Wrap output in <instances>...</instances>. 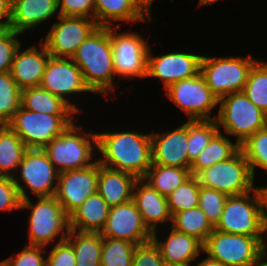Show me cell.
I'll return each instance as SVG.
<instances>
[{"mask_svg": "<svg viewBox=\"0 0 267 266\" xmlns=\"http://www.w3.org/2000/svg\"><path fill=\"white\" fill-rule=\"evenodd\" d=\"M243 92L267 115V63L259 60L253 64Z\"/></svg>", "mask_w": 267, "mask_h": 266, "instance_id": "cell-34", "label": "cell"}, {"mask_svg": "<svg viewBox=\"0 0 267 266\" xmlns=\"http://www.w3.org/2000/svg\"><path fill=\"white\" fill-rule=\"evenodd\" d=\"M0 266H7V265L4 263V261H1Z\"/></svg>", "mask_w": 267, "mask_h": 266, "instance_id": "cell-54", "label": "cell"}, {"mask_svg": "<svg viewBox=\"0 0 267 266\" xmlns=\"http://www.w3.org/2000/svg\"><path fill=\"white\" fill-rule=\"evenodd\" d=\"M18 169L20 179L14 176L13 180L17 185L21 200L29 198L26 188L31 190L37 198L55 195L59 172L43 149H28ZM20 180L25 183L26 188L23 187V183L19 182Z\"/></svg>", "mask_w": 267, "mask_h": 266, "instance_id": "cell-11", "label": "cell"}, {"mask_svg": "<svg viewBox=\"0 0 267 266\" xmlns=\"http://www.w3.org/2000/svg\"><path fill=\"white\" fill-rule=\"evenodd\" d=\"M168 99L175 103L189 120H216L210 112L219 104V100L211 93L205 78L197 75L177 81L166 90Z\"/></svg>", "mask_w": 267, "mask_h": 266, "instance_id": "cell-12", "label": "cell"}, {"mask_svg": "<svg viewBox=\"0 0 267 266\" xmlns=\"http://www.w3.org/2000/svg\"><path fill=\"white\" fill-rule=\"evenodd\" d=\"M15 1H18V0H10L11 5H12Z\"/></svg>", "mask_w": 267, "mask_h": 266, "instance_id": "cell-55", "label": "cell"}, {"mask_svg": "<svg viewBox=\"0 0 267 266\" xmlns=\"http://www.w3.org/2000/svg\"><path fill=\"white\" fill-rule=\"evenodd\" d=\"M191 176L190 168L152 164L143 179L162 196L167 197Z\"/></svg>", "mask_w": 267, "mask_h": 266, "instance_id": "cell-31", "label": "cell"}, {"mask_svg": "<svg viewBox=\"0 0 267 266\" xmlns=\"http://www.w3.org/2000/svg\"><path fill=\"white\" fill-rule=\"evenodd\" d=\"M137 180L138 178L130 173L116 171L99 163L97 192L111 208L133 199Z\"/></svg>", "mask_w": 267, "mask_h": 266, "instance_id": "cell-23", "label": "cell"}, {"mask_svg": "<svg viewBox=\"0 0 267 266\" xmlns=\"http://www.w3.org/2000/svg\"><path fill=\"white\" fill-rule=\"evenodd\" d=\"M43 44L56 58H72L78 47L98 27L94 19L81 16H58Z\"/></svg>", "mask_w": 267, "mask_h": 266, "instance_id": "cell-14", "label": "cell"}, {"mask_svg": "<svg viewBox=\"0 0 267 266\" xmlns=\"http://www.w3.org/2000/svg\"><path fill=\"white\" fill-rule=\"evenodd\" d=\"M170 229L171 232L165 242L158 240L156 232H152L151 240L158 247L163 261L190 264L203 251V243L196 237L179 232L172 227Z\"/></svg>", "mask_w": 267, "mask_h": 266, "instance_id": "cell-25", "label": "cell"}, {"mask_svg": "<svg viewBox=\"0 0 267 266\" xmlns=\"http://www.w3.org/2000/svg\"><path fill=\"white\" fill-rule=\"evenodd\" d=\"M196 177L201 186L227 196L241 195L255 188L254 177L241 148L229 159L202 170Z\"/></svg>", "mask_w": 267, "mask_h": 266, "instance_id": "cell-10", "label": "cell"}, {"mask_svg": "<svg viewBox=\"0 0 267 266\" xmlns=\"http://www.w3.org/2000/svg\"><path fill=\"white\" fill-rule=\"evenodd\" d=\"M200 184L196 176H191L167 196L171 216L199 206Z\"/></svg>", "mask_w": 267, "mask_h": 266, "instance_id": "cell-37", "label": "cell"}, {"mask_svg": "<svg viewBox=\"0 0 267 266\" xmlns=\"http://www.w3.org/2000/svg\"><path fill=\"white\" fill-rule=\"evenodd\" d=\"M58 9V16H81L94 19V0H58Z\"/></svg>", "mask_w": 267, "mask_h": 266, "instance_id": "cell-45", "label": "cell"}, {"mask_svg": "<svg viewBox=\"0 0 267 266\" xmlns=\"http://www.w3.org/2000/svg\"><path fill=\"white\" fill-rule=\"evenodd\" d=\"M113 63L116 76L146 78L149 45L142 35L135 32H114L110 27Z\"/></svg>", "mask_w": 267, "mask_h": 266, "instance_id": "cell-13", "label": "cell"}, {"mask_svg": "<svg viewBox=\"0 0 267 266\" xmlns=\"http://www.w3.org/2000/svg\"><path fill=\"white\" fill-rule=\"evenodd\" d=\"M46 258V266H76L72 244L66 239L54 244Z\"/></svg>", "mask_w": 267, "mask_h": 266, "instance_id": "cell-43", "label": "cell"}, {"mask_svg": "<svg viewBox=\"0 0 267 266\" xmlns=\"http://www.w3.org/2000/svg\"><path fill=\"white\" fill-rule=\"evenodd\" d=\"M150 47L147 55V77L159 78L166 90L170 85L191 78L201 70L203 55L185 52H171L152 57Z\"/></svg>", "mask_w": 267, "mask_h": 266, "instance_id": "cell-18", "label": "cell"}, {"mask_svg": "<svg viewBox=\"0 0 267 266\" xmlns=\"http://www.w3.org/2000/svg\"><path fill=\"white\" fill-rule=\"evenodd\" d=\"M80 68L85 85L93 93L107 95L114 89L116 76L110 27L98 26L71 58Z\"/></svg>", "mask_w": 267, "mask_h": 266, "instance_id": "cell-2", "label": "cell"}, {"mask_svg": "<svg viewBox=\"0 0 267 266\" xmlns=\"http://www.w3.org/2000/svg\"><path fill=\"white\" fill-rule=\"evenodd\" d=\"M136 245L119 239L102 237L101 266H132Z\"/></svg>", "mask_w": 267, "mask_h": 266, "instance_id": "cell-35", "label": "cell"}, {"mask_svg": "<svg viewBox=\"0 0 267 266\" xmlns=\"http://www.w3.org/2000/svg\"><path fill=\"white\" fill-rule=\"evenodd\" d=\"M146 17L151 19V13L139 0H94V20L101 27H112L113 21L144 22Z\"/></svg>", "mask_w": 267, "mask_h": 266, "instance_id": "cell-22", "label": "cell"}, {"mask_svg": "<svg viewBox=\"0 0 267 266\" xmlns=\"http://www.w3.org/2000/svg\"><path fill=\"white\" fill-rule=\"evenodd\" d=\"M30 209L29 245L44 246L51 244L60 235L58 242L66 240L69 233V216L55 196L38 197L33 204L31 199L21 202V209Z\"/></svg>", "mask_w": 267, "mask_h": 266, "instance_id": "cell-7", "label": "cell"}, {"mask_svg": "<svg viewBox=\"0 0 267 266\" xmlns=\"http://www.w3.org/2000/svg\"><path fill=\"white\" fill-rule=\"evenodd\" d=\"M21 107V89L10 72L0 73V125L7 124Z\"/></svg>", "mask_w": 267, "mask_h": 266, "instance_id": "cell-36", "label": "cell"}, {"mask_svg": "<svg viewBox=\"0 0 267 266\" xmlns=\"http://www.w3.org/2000/svg\"><path fill=\"white\" fill-rule=\"evenodd\" d=\"M162 266H190V264L170 263L164 261Z\"/></svg>", "mask_w": 267, "mask_h": 266, "instance_id": "cell-50", "label": "cell"}, {"mask_svg": "<svg viewBox=\"0 0 267 266\" xmlns=\"http://www.w3.org/2000/svg\"><path fill=\"white\" fill-rule=\"evenodd\" d=\"M239 149L240 145L238 143L233 144L230 139L223 136L222 132L219 131L191 164V175L196 176L199 172L213 166L215 163L229 159Z\"/></svg>", "mask_w": 267, "mask_h": 266, "instance_id": "cell-30", "label": "cell"}, {"mask_svg": "<svg viewBox=\"0 0 267 266\" xmlns=\"http://www.w3.org/2000/svg\"><path fill=\"white\" fill-rule=\"evenodd\" d=\"M21 107L49 115H74L77 113L62 98L51 94L40 86L21 90Z\"/></svg>", "mask_w": 267, "mask_h": 266, "instance_id": "cell-27", "label": "cell"}, {"mask_svg": "<svg viewBox=\"0 0 267 266\" xmlns=\"http://www.w3.org/2000/svg\"><path fill=\"white\" fill-rule=\"evenodd\" d=\"M110 207L97 192L89 196L79 208L69 216V228L83 232L103 230Z\"/></svg>", "mask_w": 267, "mask_h": 266, "instance_id": "cell-26", "label": "cell"}, {"mask_svg": "<svg viewBox=\"0 0 267 266\" xmlns=\"http://www.w3.org/2000/svg\"><path fill=\"white\" fill-rule=\"evenodd\" d=\"M66 239L73 246L76 266H101L102 236L99 232L70 229Z\"/></svg>", "mask_w": 267, "mask_h": 266, "instance_id": "cell-28", "label": "cell"}, {"mask_svg": "<svg viewBox=\"0 0 267 266\" xmlns=\"http://www.w3.org/2000/svg\"><path fill=\"white\" fill-rule=\"evenodd\" d=\"M152 164L190 168L188 159V121L171 132L151 133Z\"/></svg>", "mask_w": 267, "mask_h": 266, "instance_id": "cell-19", "label": "cell"}, {"mask_svg": "<svg viewBox=\"0 0 267 266\" xmlns=\"http://www.w3.org/2000/svg\"><path fill=\"white\" fill-rule=\"evenodd\" d=\"M227 198L228 196L224 193L200 185L199 207L213 227L220 221Z\"/></svg>", "mask_w": 267, "mask_h": 266, "instance_id": "cell-39", "label": "cell"}, {"mask_svg": "<svg viewBox=\"0 0 267 266\" xmlns=\"http://www.w3.org/2000/svg\"><path fill=\"white\" fill-rule=\"evenodd\" d=\"M102 237L126 240L135 245L151 241L152 232L143 222L142 216L133 200L111 207Z\"/></svg>", "mask_w": 267, "mask_h": 266, "instance_id": "cell-17", "label": "cell"}, {"mask_svg": "<svg viewBox=\"0 0 267 266\" xmlns=\"http://www.w3.org/2000/svg\"><path fill=\"white\" fill-rule=\"evenodd\" d=\"M6 31V29L2 26H0V36Z\"/></svg>", "mask_w": 267, "mask_h": 266, "instance_id": "cell-53", "label": "cell"}, {"mask_svg": "<svg viewBox=\"0 0 267 266\" xmlns=\"http://www.w3.org/2000/svg\"><path fill=\"white\" fill-rule=\"evenodd\" d=\"M203 253L225 266H253L267 257L266 246L256 237L213 230Z\"/></svg>", "mask_w": 267, "mask_h": 266, "instance_id": "cell-6", "label": "cell"}, {"mask_svg": "<svg viewBox=\"0 0 267 266\" xmlns=\"http://www.w3.org/2000/svg\"><path fill=\"white\" fill-rule=\"evenodd\" d=\"M11 7L10 0H0V26L4 27L6 30L10 29Z\"/></svg>", "mask_w": 267, "mask_h": 266, "instance_id": "cell-46", "label": "cell"}, {"mask_svg": "<svg viewBox=\"0 0 267 266\" xmlns=\"http://www.w3.org/2000/svg\"><path fill=\"white\" fill-rule=\"evenodd\" d=\"M58 0H18L11 7L10 29L17 33L35 27L55 15Z\"/></svg>", "mask_w": 267, "mask_h": 266, "instance_id": "cell-24", "label": "cell"}, {"mask_svg": "<svg viewBox=\"0 0 267 266\" xmlns=\"http://www.w3.org/2000/svg\"><path fill=\"white\" fill-rule=\"evenodd\" d=\"M18 35L20 33L9 29L0 36V73L10 72L14 55L21 46Z\"/></svg>", "mask_w": 267, "mask_h": 266, "instance_id": "cell-40", "label": "cell"}, {"mask_svg": "<svg viewBox=\"0 0 267 266\" xmlns=\"http://www.w3.org/2000/svg\"><path fill=\"white\" fill-rule=\"evenodd\" d=\"M265 197V211H266V222H267V186L262 187Z\"/></svg>", "mask_w": 267, "mask_h": 266, "instance_id": "cell-51", "label": "cell"}, {"mask_svg": "<svg viewBox=\"0 0 267 266\" xmlns=\"http://www.w3.org/2000/svg\"><path fill=\"white\" fill-rule=\"evenodd\" d=\"M214 229L223 233L256 237L267 247L265 197L262 187H255L241 195L228 196L220 221Z\"/></svg>", "mask_w": 267, "mask_h": 266, "instance_id": "cell-3", "label": "cell"}, {"mask_svg": "<svg viewBox=\"0 0 267 266\" xmlns=\"http://www.w3.org/2000/svg\"><path fill=\"white\" fill-rule=\"evenodd\" d=\"M99 162L87 168L60 172L55 198L70 216L91 195L97 193Z\"/></svg>", "mask_w": 267, "mask_h": 266, "instance_id": "cell-15", "label": "cell"}, {"mask_svg": "<svg viewBox=\"0 0 267 266\" xmlns=\"http://www.w3.org/2000/svg\"><path fill=\"white\" fill-rule=\"evenodd\" d=\"M73 115H49L20 107L7 125L28 149H43L74 123Z\"/></svg>", "mask_w": 267, "mask_h": 266, "instance_id": "cell-8", "label": "cell"}, {"mask_svg": "<svg viewBox=\"0 0 267 266\" xmlns=\"http://www.w3.org/2000/svg\"><path fill=\"white\" fill-rule=\"evenodd\" d=\"M44 248V246L25 245L23 251L3 261L7 266H46Z\"/></svg>", "mask_w": 267, "mask_h": 266, "instance_id": "cell-41", "label": "cell"}, {"mask_svg": "<svg viewBox=\"0 0 267 266\" xmlns=\"http://www.w3.org/2000/svg\"><path fill=\"white\" fill-rule=\"evenodd\" d=\"M266 257H264L259 263L253 266H267V261H265Z\"/></svg>", "mask_w": 267, "mask_h": 266, "instance_id": "cell-52", "label": "cell"}, {"mask_svg": "<svg viewBox=\"0 0 267 266\" xmlns=\"http://www.w3.org/2000/svg\"><path fill=\"white\" fill-rule=\"evenodd\" d=\"M219 105L218 127L229 136H237L239 145L267 126V115L243 91L226 95L219 100Z\"/></svg>", "mask_w": 267, "mask_h": 266, "instance_id": "cell-5", "label": "cell"}, {"mask_svg": "<svg viewBox=\"0 0 267 266\" xmlns=\"http://www.w3.org/2000/svg\"><path fill=\"white\" fill-rule=\"evenodd\" d=\"M163 262L160 251L152 240L136 245L132 266H162Z\"/></svg>", "mask_w": 267, "mask_h": 266, "instance_id": "cell-44", "label": "cell"}, {"mask_svg": "<svg viewBox=\"0 0 267 266\" xmlns=\"http://www.w3.org/2000/svg\"><path fill=\"white\" fill-rule=\"evenodd\" d=\"M254 177L255 168L267 171V126L240 145Z\"/></svg>", "mask_w": 267, "mask_h": 266, "instance_id": "cell-38", "label": "cell"}, {"mask_svg": "<svg viewBox=\"0 0 267 266\" xmlns=\"http://www.w3.org/2000/svg\"><path fill=\"white\" fill-rule=\"evenodd\" d=\"M80 129L76 124H71L43 148L59 173L87 168L95 163L91 158L95 155L93 149L97 148V134Z\"/></svg>", "mask_w": 267, "mask_h": 266, "instance_id": "cell-4", "label": "cell"}, {"mask_svg": "<svg viewBox=\"0 0 267 266\" xmlns=\"http://www.w3.org/2000/svg\"><path fill=\"white\" fill-rule=\"evenodd\" d=\"M195 266H225V265L208 256L204 260H202L199 264H197Z\"/></svg>", "mask_w": 267, "mask_h": 266, "instance_id": "cell-47", "label": "cell"}, {"mask_svg": "<svg viewBox=\"0 0 267 266\" xmlns=\"http://www.w3.org/2000/svg\"><path fill=\"white\" fill-rule=\"evenodd\" d=\"M97 134V150L102 166L144 178L152 165L151 134L108 132Z\"/></svg>", "mask_w": 267, "mask_h": 266, "instance_id": "cell-1", "label": "cell"}, {"mask_svg": "<svg viewBox=\"0 0 267 266\" xmlns=\"http://www.w3.org/2000/svg\"><path fill=\"white\" fill-rule=\"evenodd\" d=\"M219 0H200L198 6L206 5V4H213Z\"/></svg>", "mask_w": 267, "mask_h": 266, "instance_id": "cell-49", "label": "cell"}, {"mask_svg": "<svg viewBox=\"0 0 267 266\" xmlns=\"http://www.w3.org/2000/svg\"><path fill=\"white\" fill-rule=\"evenodd\" d=\"M27 150L21 138L7 124L0 125V176L13 178L16 174L10 172L18 168Z\"/></svg>", "mask_w": 267, "mask_h": 266, "instance_id": "cell-29", "label": "cell"}, {"mask_svg": "<svg viewBox=\"0 0 267 266\" xmlns=\"http://www.w3.org/2000/svg\"><path fill=\"white\" fill-rule=\"evenodd\" d=\"M217 121L188 120V159L191 163L219 132Z\"/></svg>", "mask_w": 267, "mask_h": 266, "instance_id": "cell-33", "label": "cell"}, {"mask_svg": "<svg viewBox=\"0 0 267 266\" xmlns=\"http://www.w3.org/2000/svg\"><path fill=\"white\" fill-rule=\"evenodd\" d=\"M171 222L172 228L196 237L203 244L214 230V227L207 220L205 213L199 206L175 213Z\"/></svg>", "mask_w": 267, "mask_h": 266, "instance_id": "cell-32", "label": "cell"}, {"mask_svg": "<svg viewBox=\"0 0 267 266\" xmlns=\"http://www.w3.org/2000/svg\"><path fill=\"white\" fill-rule=\"evenodd\" d=\"M40 87L62 98L77 113L80 112V109L68 101L67 95L91 92L84 83L80 68L71 58L52 56L47 61Z\"/></svg>", "mask_w": 267, "mask_h": 266, "instance_id": "cell-16", "label": "cell"}, {"mask_svg": "<svg viewBox=\"0 0 267 266\" xmlns=\"http://www.w3.org/2000/svg\"><path fill=\"white\" fill-rule=\"evenodd\" d=\"M21 198L12 177L0 176V211L21 209Z\"/></svg>", "mask_w": 267, "mask_h": 266, "instance_id": "cell-42", "label": "cell"}, {"mask_svg": "<svg viewBox=\"0 0 267 266\" xmlns=\"http://www.w3.org/2000/svg\"><path fill=\"white\" fill-rule=\"evenodd\" d=\"M35 45L19 53L17 49L11 65L10 74L18 87L22 90L28 87H38L41 84L44 70L51 56L43 43Z\"/></svg>", "mask_w": 267, "mask_h": 266, "instance_id": "cell-20", "label": "cell"}, {"mask_svg": "<svg viewBox=\"0 0 267 266\" xmlns=\"http://www.w3.org/2000/svg\"><path fill=\"white\" fill-rule=\"evenodd\" d=\"M140 3L150 12L151 5L154 0H139Z\"/></svg>", "mask_w": 267, "mask_h": 266, "instance_id": "cell-48", "label": "cell"}, {"mask_svg": "<svg viewBox=\"0 0 267 266\" xmlns=\"http://www.w3.org/2000/svg\"><path fill=\"white\" fill-rule=\"evenodd\" d=\"M132 200L151 232H156L158 223L172 221L167 197L162 196L143 178L136 181Z\"/></svg>", "mask_w": 267, "mask_h": 266, "instance_id": "cell-21", "label": "cell"}, {"mask_svg": "<svg viewBox=\"0 0 267 266\" xmlns=\"http://www.w3.org/2000/svg\"><path fill=\"white\" fill-rule=\"evenodd\" d=\"M256 61L250 54L247 58L203 56L200 72L211 93L220 100L226 95L244 90L248 73Z\"/></svg>", "mask_w": 267, "mask_h": 266, "instance_id": "cell-9", "label": "cell"}]
</instances>
